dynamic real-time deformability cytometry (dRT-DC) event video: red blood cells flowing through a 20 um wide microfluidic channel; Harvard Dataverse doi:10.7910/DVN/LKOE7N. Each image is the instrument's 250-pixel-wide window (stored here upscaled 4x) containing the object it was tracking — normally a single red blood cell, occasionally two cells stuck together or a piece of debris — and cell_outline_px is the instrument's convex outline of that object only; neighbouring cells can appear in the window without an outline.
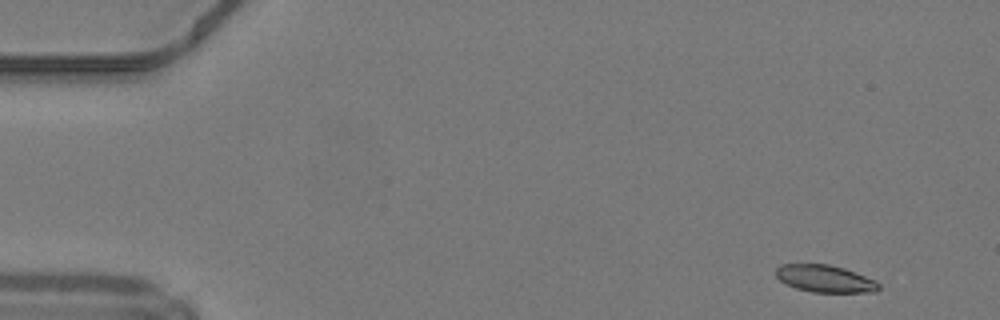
{"species": "common noctule bat (a hibernating species)", "species_latin": "Nyctalus noctula", "temperature_condition": "warm", "stored_images_in_passage": 46, "camera_frame_rate_fps": 3000, "um_per_image_px": 0.085, "animal": {"sex": "male", "body_mass_g": 19.2, "forearm_length_mm": 51.8}, "frame": {"image": 1, "passage_image": 1, "time_ms": 0.0, "image_size_px": [1000, 320], "cell_outline_px": [[880, 288], [876, 292], [812, 292], [796, 288], [780, 280], [776, 276], [776, 268], [780, 264], [828, 264], [844, 268], [856, 272], [876, 280], [880, 284]], "centroid_in_image_um": [70.15, 23.68], "position_along_channel_um": 14.8, "area_um2": 16.36}}
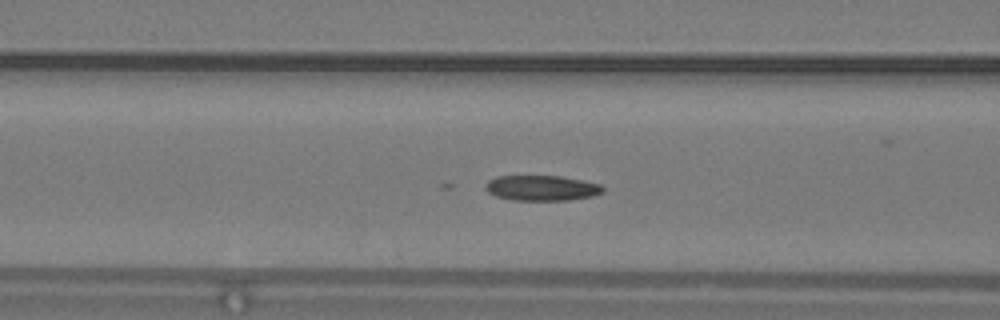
{"frame": {"image": 2, "passage_image": 17, "time_ms": 5.333, "image_size_px": [1000, 320], "cell_outline_px": [[604, 192], [592, 196], [568, 200], [512, 200], [496, 196], [488, 192], [484, 188], [484, 184], [488, 180], [496, 176], [560, 176], [600, 184], [604, 188]], "centroid_in_image_um": [46.01, 15.98], "position_along_channel_um": 120.6, "area_um2": 17.34}}
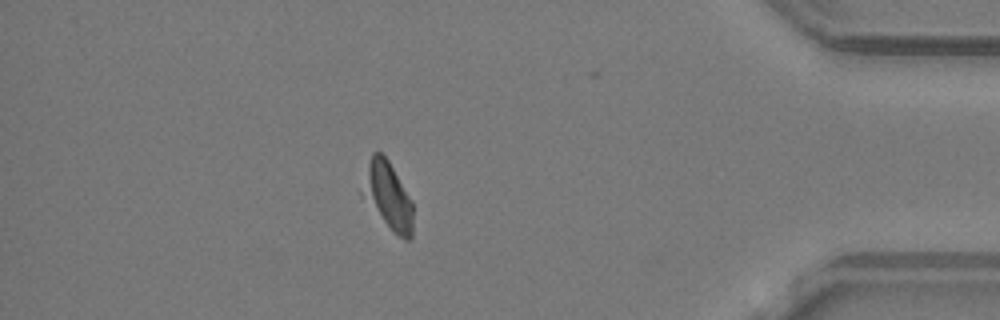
{"frame": {"image": 3, "passage_image": 40, "time_ms": 13.0, "image_size_px": [1000, 320], "cell_outline_px": [[412, 236], [408, 240], [404, 240], [392, 232], [368, 196], [368, 164], [372, 152], [380, 152], [388, 160], [412, 200]], "centroid_in_image_um": [33.13, 16.68], "position_along_channel_um": 402.1, "area_um2": 17.8}}